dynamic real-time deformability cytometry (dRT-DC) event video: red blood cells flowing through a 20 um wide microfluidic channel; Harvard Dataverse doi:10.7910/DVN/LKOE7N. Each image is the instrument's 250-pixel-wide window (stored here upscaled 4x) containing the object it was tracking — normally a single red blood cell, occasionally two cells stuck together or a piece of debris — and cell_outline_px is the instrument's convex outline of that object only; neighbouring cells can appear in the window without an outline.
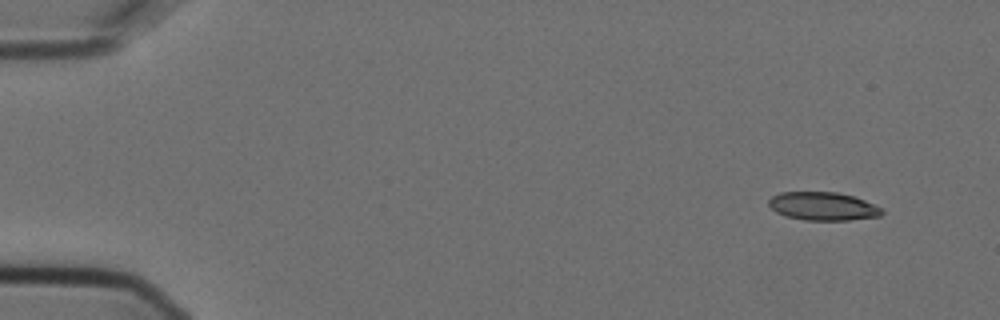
{"species": "Egyptian fruit bat (a non-hibernating species)", "species_latin": "Rousettus aegyptiacus", "temperature_condition": "cold", "stored_images_in_passage": 8, "camera_frame_rate_fps": 3000, "um_per_image_px": 0.085, "animal": {"sex": "female"}, "frame": {"image": 1, "passage_image": 1, "time_ms": 0.0, "image_size_px": [1000, 320], "cell_outline_px": [[884, 212], [880, 216], [848, 220], [804, 220], [784, 216], [776, 212], [768, 204], [768, 200], [772, 196], [780, 192], [836, 192], [852, 196], [864, 200], [884, 208]], "centroid_in_image_um": [69.95, 17.53], "position_along_channel_um": 15.0, "area_um2": 18.73}}
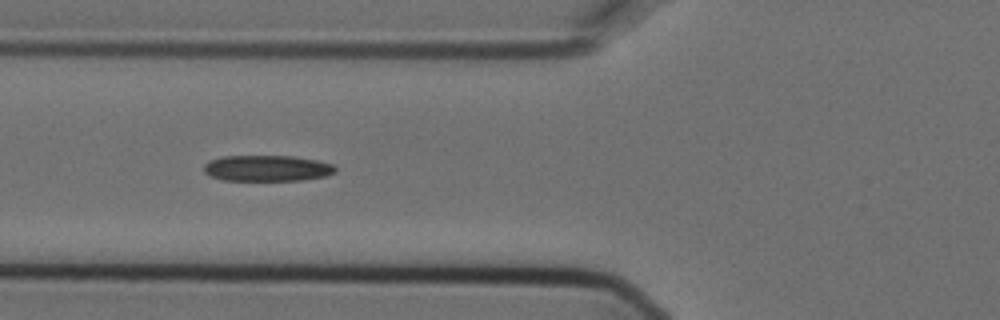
{"frame": {"image": 2, "passage_image": 6, "time_ms": 1.667, "image_size_px": [1000, 320], "cell_outline_px": [[336, 172], [328, 176], [300, 180], [224, 180], [212, 176], [204, 172], [204, 164], [208, 160], [224, 156], [292, 156], [316, 160], [332, 164], [336, 168]], "centroid_in_image_um": [22.71, 14.3], "position_along_channel_um": 103.1, "area_um2": 19.88}}
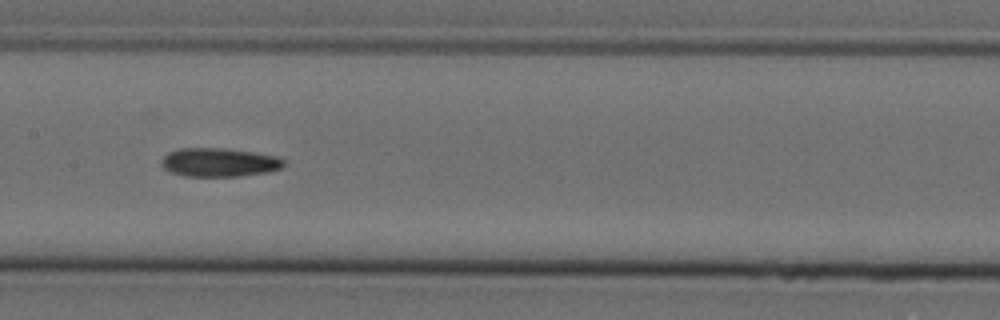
{"frame": {"image": 3, "passage_image": 8, "time_ms": 2.333, "image_size_px": [1000, 320], "cell_outline_px": [[284, 164], [280, 168], [268, 172], [240, 176], [184, 176], [168, 172], [160, 164], [160, 160], [168, 152], [180, 148], [224, 148], [280, 156], [284, 160]], "centroid_in_image_um": [18.6, 13.8], "position_along_channel_um": 188.8, "area_um2": 20.63}}